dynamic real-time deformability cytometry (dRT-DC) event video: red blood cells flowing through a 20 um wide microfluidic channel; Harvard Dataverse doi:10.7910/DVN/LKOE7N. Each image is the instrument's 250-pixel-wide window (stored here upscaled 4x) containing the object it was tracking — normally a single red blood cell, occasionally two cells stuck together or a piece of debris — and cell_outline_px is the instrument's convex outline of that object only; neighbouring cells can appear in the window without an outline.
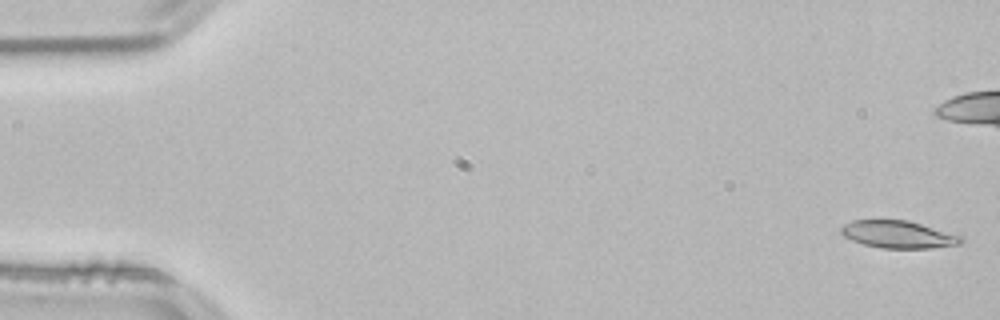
{"species": "common noctule bat (a hibernating species)", "species_latin": "Nyctalus noctula", "temperature_condition": "room temperature", "stored_images_in_passage": 11, "camera_frame_rate_fps": 3000, "um_per_image_px": 0.085, "animal": {"sex": "male", "body_mass_g": 21.5, "forearm_length_mm": 52.0}, "frame": {"image": 1, "passage_image": 1, "time_ms": 0.0, "image_size_px": [1000, 320], "cell_outline_px": [[964, 240], [960, 244], [932, 248], [880, 248], [864, 244], [852, 240], [844, 236], [840, 232], [840, 228], [844, 224], [852, 220], [908, 220], [964, 236]], "centroid_in_image_um": [76.37, 19.92], "position_along_channel_um": 8.6, "area_um2": 19.25}}